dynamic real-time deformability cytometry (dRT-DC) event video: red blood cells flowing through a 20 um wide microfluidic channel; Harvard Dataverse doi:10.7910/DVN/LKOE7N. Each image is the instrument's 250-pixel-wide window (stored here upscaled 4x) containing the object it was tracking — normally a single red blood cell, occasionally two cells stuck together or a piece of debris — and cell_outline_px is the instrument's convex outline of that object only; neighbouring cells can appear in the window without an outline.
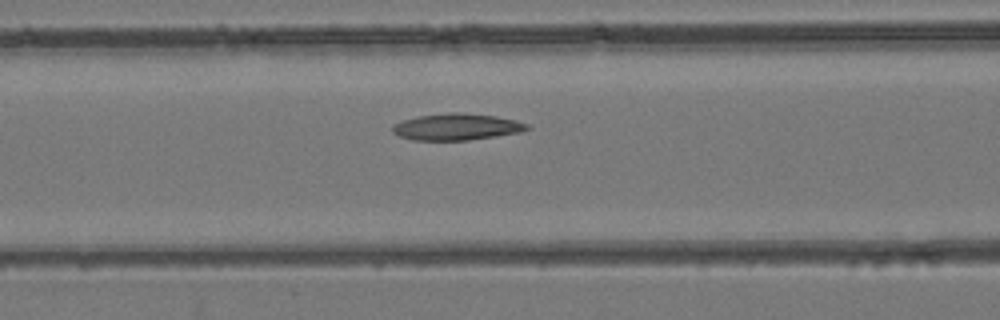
{"species": "common noctule bat (a hibernating species)", "species_latin": "Nyctalus noctula", "temperature_condition": "room temperature", "stored_images_in_passage": 47, "camera_frame_rate_fps": 3000, "um_per_image_px": 0.085, "animal": {"sex": "female", "body_mass_g": 24.6, "forearm_length_mm": 56.2}, "frame": {"image": 1, "passage_image": 18, "time_ms": 5.667, "image_size_px": [1000, 320], "cell_outline_px": [[532, 128], [520, 132], [496, 136], [468, 140], [412, 140], [400, 136], [392, 132], [392, 124], [404, 120], [420, 116], [448, 112], [456, 112], [496, 116], [516, 120], [528, 124]], "centroid_in_image_um": [38.83, 10.78], "position_along_channel_um": 127.8, "area_um2": 20.81}}
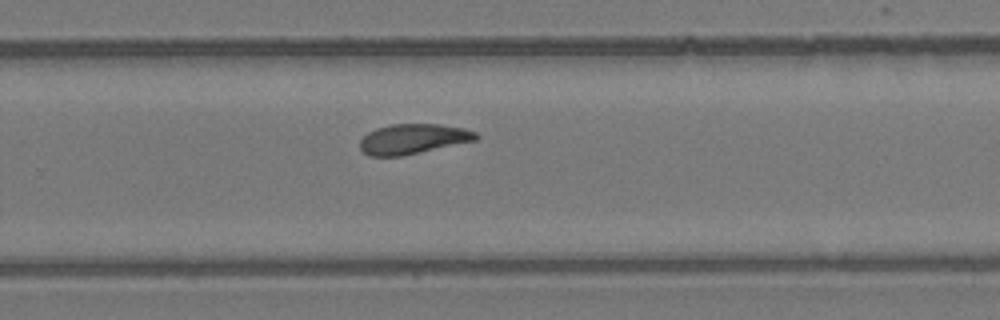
{"frame": {"image": 2, "passage_image": 30, "time_ms": 9.667, "image_size_px": [1000, 320], "cell_outline_px": [[480, 136], [476, 140], [420, 152], [400, 156], [368, 156], [360, 148], [360, 140], [368, 132], [376, 128], [392, 124], [440, 124], [464, 128], [476, 132]], "centroid_in_image_um": [35.1, 11.8], "position_along_channel_um": 294.7, "area_um2": 20.23}}
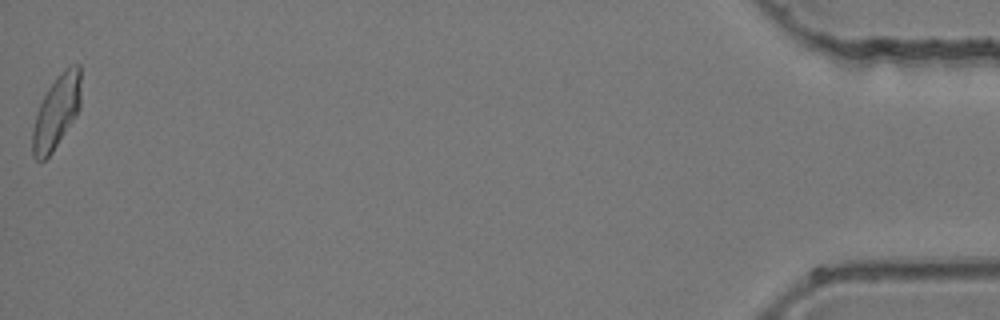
{"frame": {"image": 3, "passage_image": 47, "time_ms": 15.333, "image_size_px": [1000, 320], "cell_outline_px": [[80, 108], [76, 116], [52, 152], [44, 160], [36, 160], [32, 156], [32, 128], [40, 104], [48, 88], [64, 68], [72, 64], [80, 64]], "centroid_in_image_um": [4.8, 9.51], "position_along_channel_um": 430.4, "area_um2": 20.52}}